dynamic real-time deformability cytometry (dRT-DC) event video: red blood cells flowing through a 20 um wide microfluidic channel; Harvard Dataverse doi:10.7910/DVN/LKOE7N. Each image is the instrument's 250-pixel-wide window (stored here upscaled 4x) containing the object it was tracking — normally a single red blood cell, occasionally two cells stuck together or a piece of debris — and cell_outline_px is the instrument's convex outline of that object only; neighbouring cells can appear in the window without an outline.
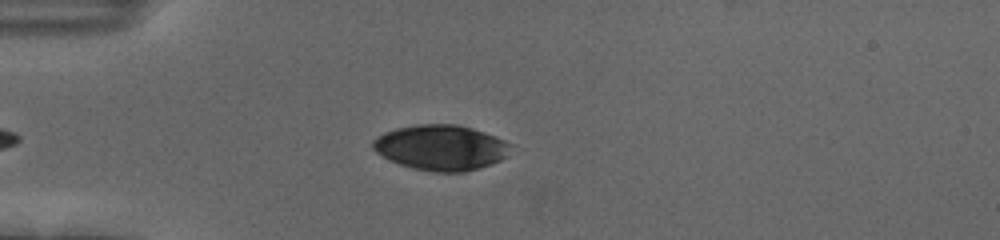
{"species": "human", "species_latin": "Homo sapiens", "temperature_condition": "cold", "stored_images_in_passage": 48, "camera_frame_rate_fps": 3000, "um_per_image_px": 0.085, "donor": {"sex": "female"}, "frame": {"image": 1, "passage_image": 8, "time_ms": 2.333, "image_size_px": [1000, 240], "cell_outline_px": [[512, 144], [508, 156], [492, 164], [464, 172], [432, 172], [412, 168], [388, 160], [376, 152], [372, 148], [372, 140], [384, 132], [396, 128], [416, 124], [456, 124], [472, 128], [484, 132], [504, 140]], "centroid_in_image_um": [37.47, 12.54], "position_along_channel_um": 47.5, "area_um2": 36.65}}
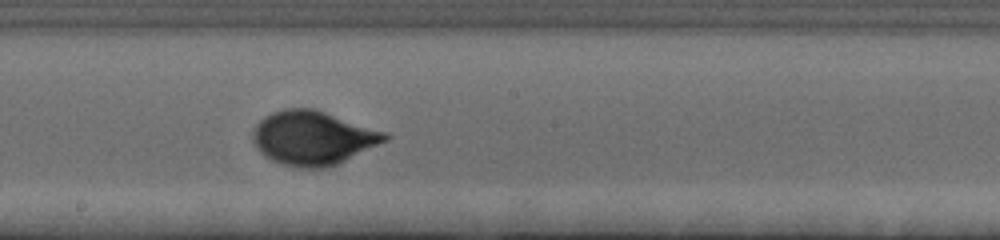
{"frame": {"image": 2, "passage_image": 24, "time_ms": 7.667, "image_size_px": [1000, 240], "cell_outline_px": [[388, 140], [328, 168], [300, 168], [284, 164], [272, 160], [264, 156], [256, 148], [252, 140], [252, 132], [256, 124], [264, 116], [272, 112], [284, 108], [316, 108], [388, 132]], "centroid_in_image_um": [26.59, 11.7], "position_along_channel_um": 221.6, "area_um2": 41.91}}
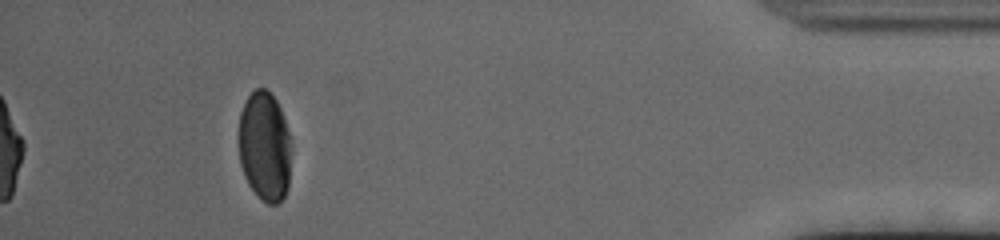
{"frame": {"image": 3, "passage_image": 44, "time_ms": 14.333, "image_size_px": [1000, 240], "cell_outline_px": [[292, 152], [288, 188], [284, 196], [276, 204], [268, 204], [260, 200], [248, 184], [244, 176], [240, 164], [240, 112], [248, 96], [256, 88], [264, 88], [276, 100], [280, 108], [288, 132]], "centroid_in_image_um": [22.51, 12.49], "position_along_channel_um": 412.7, "area_um2": 33.64}, "authors_computed_cell_mechanics": {"area_um2": 38.7549, "velocity_mm_per_s": 3.6546, "shape_relaxation_time_tau1_ms": 2.8201, "shape_relaxation_time_tau2_ms": null, "deformation_change_tau1": 0.1419, "deformation_change_tau2": null}}